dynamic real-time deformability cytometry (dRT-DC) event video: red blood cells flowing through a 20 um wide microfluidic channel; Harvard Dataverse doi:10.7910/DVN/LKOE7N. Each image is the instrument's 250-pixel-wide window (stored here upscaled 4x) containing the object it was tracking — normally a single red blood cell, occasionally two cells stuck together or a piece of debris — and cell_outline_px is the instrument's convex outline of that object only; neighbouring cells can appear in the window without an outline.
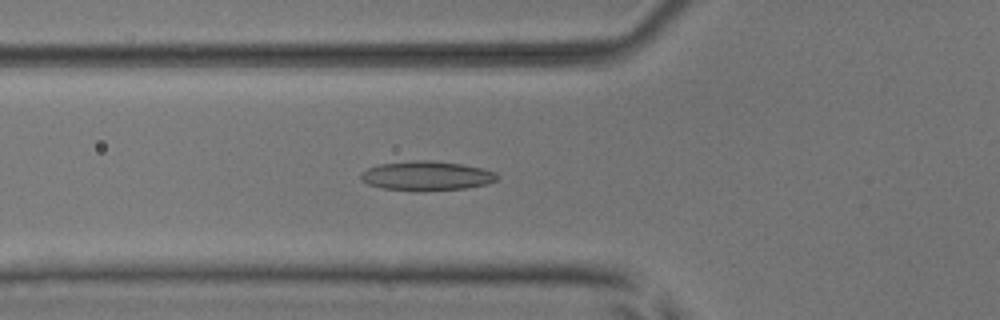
{"species": "common noctule bat (a hibernating species)", "species_latin": "Nyctalus noctula", "temperature_condition": "room temperature", "stored_images_in_passage": 54, "camera_frame_rate_fps": 3000, "um_per_image_px": 0.085, "animal": {"sex": "male", "body_mass_g": 17.9, "forearm_length_mm": 54.2}, "frame": {"image": 1, "passage_image": 20, "time_ms": 6.333, "image_size_px": [1000, 320], "cell_outline_px": [[500, 176], [496, 180], [484, 184], [464, 188], [380, 188], [368, 184], [360, 180], [360, 172], [368, 168], [380, 164], [408, 160], [432, 160], [460, 164], [480, 168], [496, 172]], "centroid_in_image_um": [36.22, 14.89], "position_along_channel_um": 89.6, "area_um2": 22.37}}
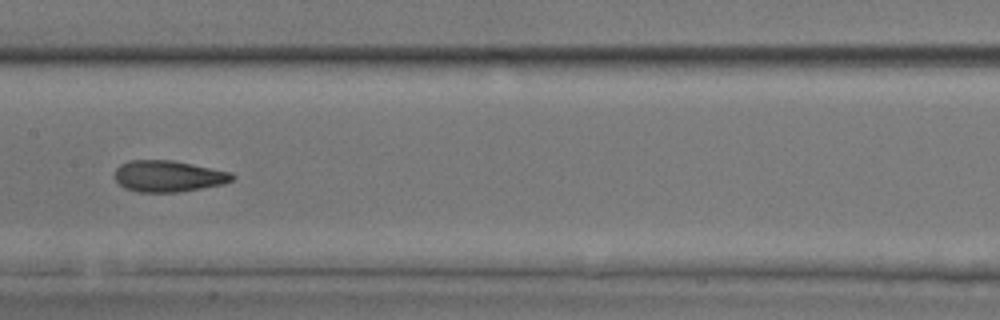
{"frame": {"image": 2, "passage_image": 28, "time_ms": 9.0, "image_size_px": [1000, 320], "cell_outline_px": [[236, 176], [232, 180], [224, 184], [180, 192], [136, 192], [124, 188], [112, 176], [116, 168], [120, 164], [128, 160], [172, 160], [232, 172]], "centroid_in_image_um": [14.28, 14.97], "position_along_channel_um": 193.1, "area_um2": 21.73}}
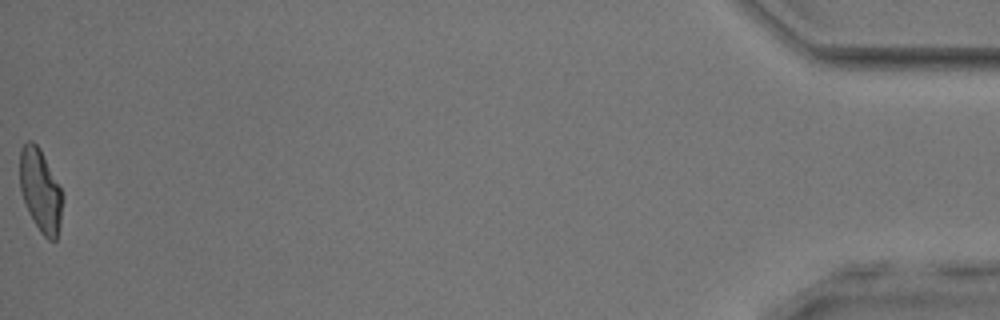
{"frame": {"image": 3, "passage_image": 54, "time_ms": 17.667, "image_size_px": [1000, 320], "cell_outline_px": [[64, 196], [60, 224], [56, 240], [48, 240], [40, 232], [28, 212], [20, 188], [20, 148], [28, 140], [32, 140], [40, 148]], "centroid_in_image_um": [3.44, 16.2], "position_along_channel_um": 431.8, "area_um2": 20.58}, "authors_computed_cell_mechanics": {"area_um2": 21.7906, "velocity_mm_per_s": 3.8816, "shape_relaxation_time_tau1_ms": 5.4648, "shape_relaxation_time_tau2_ms": 2.2412, "deformation_change_tau1": 0.1646, "deformation_change_tau2": 0.1034}}